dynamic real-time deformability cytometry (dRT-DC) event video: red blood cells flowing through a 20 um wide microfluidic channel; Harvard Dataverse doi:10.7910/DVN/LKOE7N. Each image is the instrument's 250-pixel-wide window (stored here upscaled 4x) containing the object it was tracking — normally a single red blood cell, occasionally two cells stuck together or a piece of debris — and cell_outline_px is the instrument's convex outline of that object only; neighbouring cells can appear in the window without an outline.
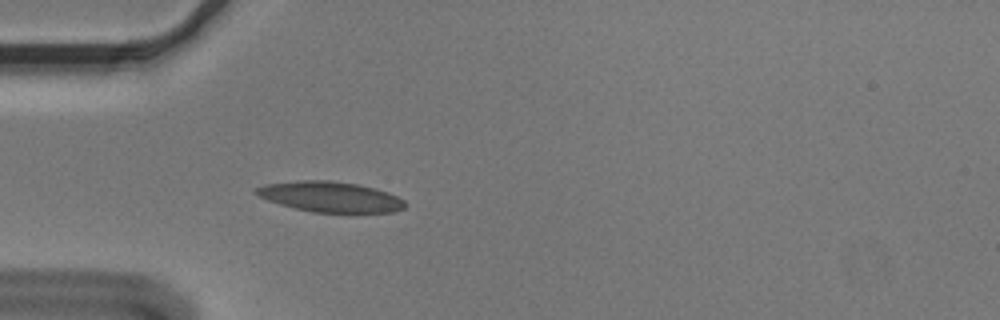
{"species": "Egyptian fruit bat (a non-hibernating species)", "species_latin": "Rousettus aegyptiacus", "temperature_condition": "cold", "stored_images_in_passage": 40, "camera_frame_rate_fps": 3000, "um_per_image_px": 0.085, "animal": {"sex": "male"}, "frame": {"image": 1, "passage_image": 1, "time_ms": 0.0, "image_size_px": [1000, 320], "cell_outline_px": [[408, 204], [404, 208], [396, 212], [312, 212], [280, 204], [268, 200], [252, 192], [256, 188], [264, 184], [300, 180], [332, 180], [360, 184], [376, 188], [388, 192], [404, 200]], "centroid_in_image_um": [28.1, 16.71], "position_along_channel_um": 56.9, "area_um2": 26.53}}
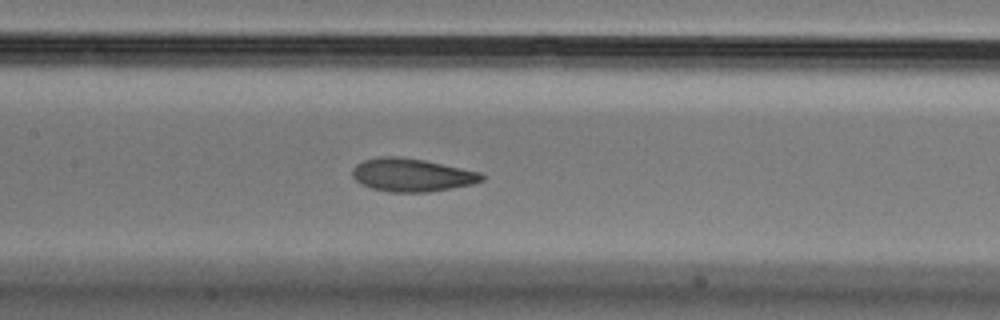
{"frame": {"image": 2, "passage_image": 11, "time_ms": 3.333, "image_size_px": [1000, 320], "cell_outline_px": [[484, 180], [472, 184], [452, 188], [428, 192], [388, 192], [372, 188], [360, 184], [352, 176], [352, 168], [356, 164], [364, 160], [380, 156], [396, 156], [424, 160], [480, 172], [484, 176]], "centroid_in_image_um": [34.98, 14.87], "position_along_channel_um": 172.4, "area_um2": 24.97}}
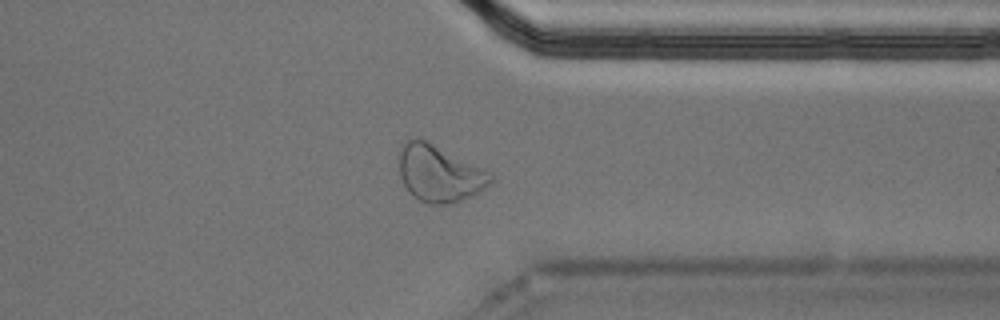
{"frame": {"image": 3, "passage_image": 28, "time_ms": 9.0, "image_size_px": [1000, 320], "cell_outline_px": [[496, 180], [484, 188], [452, 204], [432, 204], [420, 200], [408, 192], [400, 176], [400, 152], [404, 144], [408, 140], [416, 136], [488, 168], [496, 176]], "centroid_in_image_um": [37.42, 14.72], "position_along_channel_um": 374.0, "area_um2": 30.52}, "authors_computed_cell_mechanics": {"area_um2": 25.5187, "velocity_mm_per_s": 3.6086, "shape_relaxation_time_tau1_ms": 10.0193, "shape_relaxation_time_tau2_ms": 2.2943, "deformation_change_tau1": 0.2373, "deformation_change_tau2": 0.0916}}